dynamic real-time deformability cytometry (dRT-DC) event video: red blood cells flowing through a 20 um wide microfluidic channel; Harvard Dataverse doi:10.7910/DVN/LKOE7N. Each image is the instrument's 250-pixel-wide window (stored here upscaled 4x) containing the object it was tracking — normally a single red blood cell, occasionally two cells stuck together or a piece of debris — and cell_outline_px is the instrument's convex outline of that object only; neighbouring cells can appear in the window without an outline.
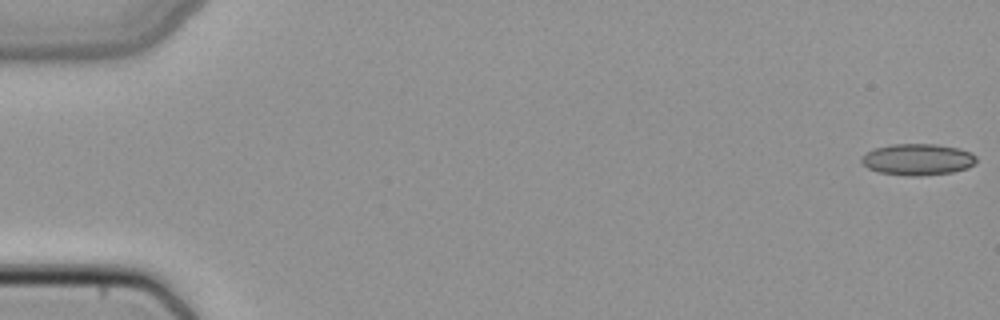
{"species": "common noctule bat (a hibernating species)", "species_latin": "Nyctalus noctula", "temperature_condition": "cold", "stored_images_in_passage": 50, "camera_frame_rate_fps": 3000, "um_per_image_px": 0.085, "animal": {"sex": "female", "body_mass_g": 22.7, "forearm_length_mm": 54.2}, "frame": {"image": 1, "passage_image": 1, "time_ms": 0.0, "image_size_px": [1000, 320], "cell_outline_px": [[976, 164], [968, 168], [952, 172], [920, 176], [908, 176], [880, 172], [868, 168], [860, 160], [860, 156], [876, 148], [892, 144], [936, 144], [960, 148], [972, 152], [976, 156]], "centroid_in_image_um": [78.04, 13.55], "position_along_channel_um": 7.0, "area_um2": 21.15}}
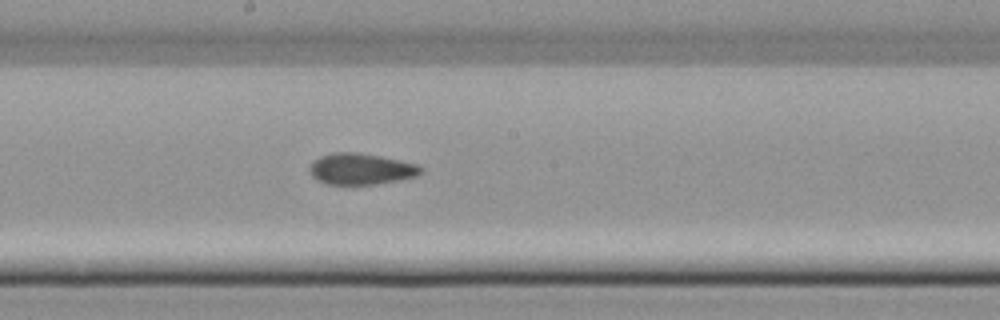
{"frame": {"image": 2, "passage_image": 28, "time_ms": 9.0, "image_size_px": [1000, 320], "cell_outline_px": [[424, 172], [416, 176], [400, 180], [376, 184], [328, 184], [316, 180], [308, 172], [308, 168], [312, 160], [320, 156], [332, 152], [356, 152], [380, 156], [420, 164], [424, 168]], "centroid_in_image_um": [30.68, 14.35], "position_along_channel_um": 217.5, "area_um2": 20.63}}
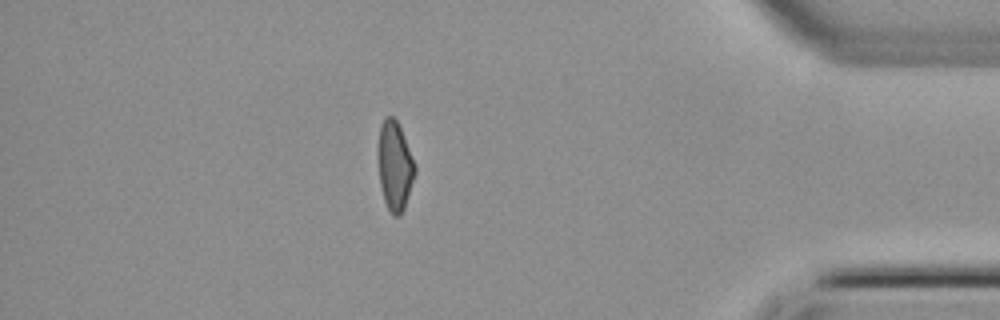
{"frame": {"image": 3, "passage_image": 44, "time_ms": 14.333, "image_size_px": [1000, 320], "cell_outline_px": [[416, 172], [404, 208], [400, 216], [392, 216], [384, 200], [380, 184], [376, 156], [376, 148], [380, 124], [384, 116], [392, 116], [396, 120], [400, 128], [416, 168]], "centroid_in_image_um": [33.5, 14.08], "position_along_channel_um": 401.7, "area_um2": 19.36}}